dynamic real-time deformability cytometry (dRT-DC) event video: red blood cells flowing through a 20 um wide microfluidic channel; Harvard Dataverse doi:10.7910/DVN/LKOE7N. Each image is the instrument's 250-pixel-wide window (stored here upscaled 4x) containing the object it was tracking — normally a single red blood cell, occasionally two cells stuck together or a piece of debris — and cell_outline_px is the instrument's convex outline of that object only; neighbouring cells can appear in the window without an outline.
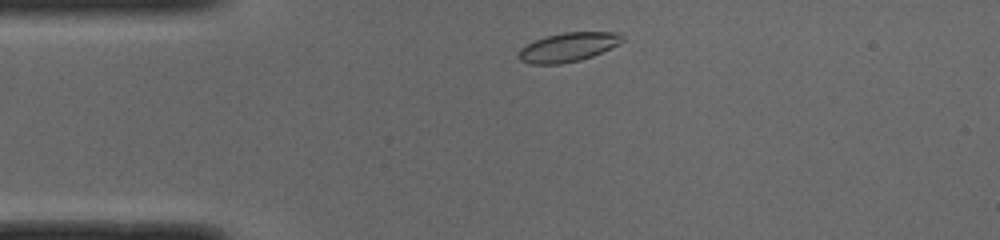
{"species": "common noctule bat (a hibernating species)", "species_latin": "Nyctalus noctula", "temperature_condition": "cold", "stored_images_in_passage": 41, "camera_frame_rate_fps": 3000, "um_per_image_px": 0.085, "animal": {"sex": "male", "body_mass_g": 19.0, "forearm_length_mm": 50.8}, "frame": {"image": 1, "passage_image": 2, "time_ms": 0.333, "image_size_px": [1000, 240], "cell_outline_px": [[624, 40], [620, 44], [592, 56], [580, 60], [560, 64], [528, 64], [520, 60], [516, 56], [520, 48], [536, 40], [548, 36], [564, 32], [620, 32], [624, 36]], "centroid_in_image_um": [48.3, 4.01], "position_along_channel_um": 36.7, "area_um2": 17.63}}
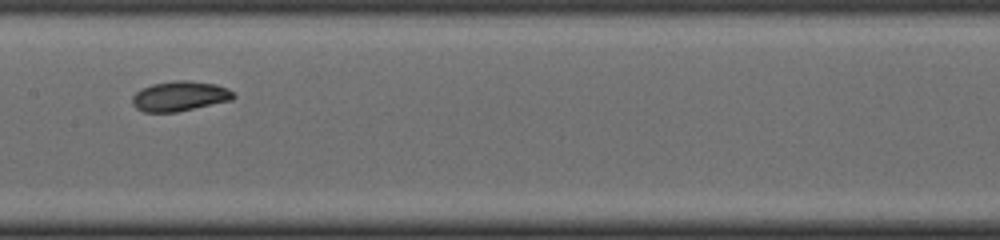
{"frame": {"image": 2, "passage_image": 16, "time_ms": 5.0, "image_size_px": [1000, 240], "cell_outline_px": [[236, 96], [232, 100], [176, 112], [144, 112], [136, 108], [132, 104], [132, 96], [140, 88], [152, 84], [176, 80], [188, 80], [216, 84], [228, 88]], "centroid_in_image_um": [15.26, 8.17], "position_along_channel_um": 192.1, "area_um2": 17.74}}
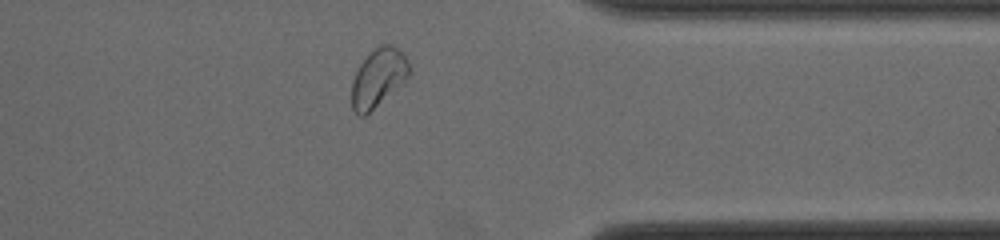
{"frame": {"image": 3, "passage_image": 31, "time_ms": 10.0, "image_size_px": [1000, 240], "cell_outline_px": [[408, 76], [364, 116], [360, 116], [352, 108], [352, 80], [360, 64], [380, 44], [392, 44], [400, 48], [404, 52], [408, 60]], "centroid_in_image_um": [32.14, 6.55], "position_along_channel_um": 379.3, "area_um2": 18.84}, "authors_computed_cell_mechanics": {"area_um2": 17.629, "velocity_mm_per_s": 3.9539, "shape_relaxation_time_tau1_ms": 2.005, "shape_relaxation_time_tau2_ms": 2.6536, "deformation_change_tau1": 0.0873, "deformation_change_tau2": 0.0648}}